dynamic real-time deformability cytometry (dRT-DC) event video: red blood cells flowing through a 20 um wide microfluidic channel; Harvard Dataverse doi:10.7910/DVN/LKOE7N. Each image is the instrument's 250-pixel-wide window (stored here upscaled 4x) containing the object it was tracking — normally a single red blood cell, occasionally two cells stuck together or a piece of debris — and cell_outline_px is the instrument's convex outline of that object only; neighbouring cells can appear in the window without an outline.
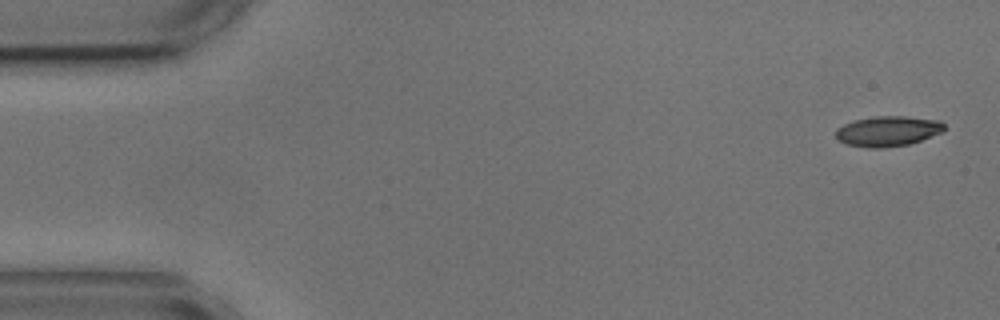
{"species": "common noctule bat (a hibernating species)", "species_latin": "Nyctalus noctula", "temperature_condition": "cold", "stored_images_in_passage": 7, "camera_frame_rate_fps": 3000, "um_per_image_px": 0.085, "animal": {"sex": "male", "body_mass_g": 17.9, "forearm_length_mm": 54.2}, "frame": {"image": 1, "passage_image": 1, "time_ms": 0.0, "image_size_px": [1000, 320], "cell_outline_px": [[944, 128], [940, 132], [920, 140], [908, 144], [884, 148], [868, 148], [844, 144], [836, 136], [836, 128], [844, 124], [856, 120], [872, 116], [904, 116], [940, 120], [944, 124]], "centroid_in_image_um": [75.43, 11.15], "position_along_channel_um": 9.6, "area_um2": 19.02}}
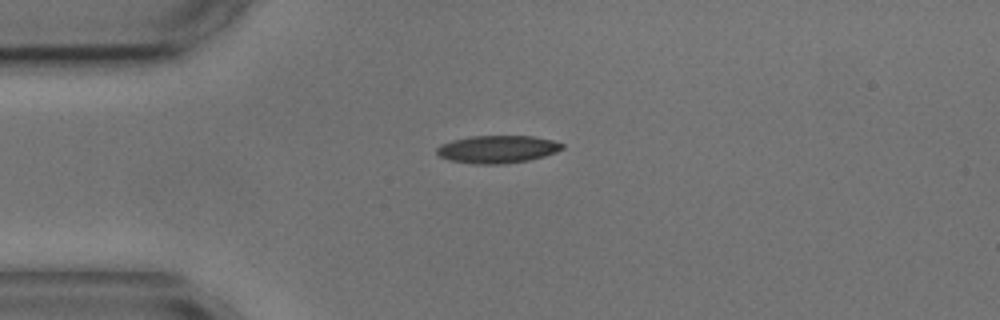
{"frame": {"image": 2, "passage_image": 4, "time_ms": 3.667, "image_size_px": [1000, 320], "cell_outline_px": [[564, 148], [556, 152], [544, 156], [528, 160], [500, 164], [472, 164], [448, 160], [440, 156], [436, 152], [436, 148], [440, 144], [452, 140], [472, 136], [532, 136], [552, 140], [564, 144]], "centroid_in_image_um": [42.26, 12.68], "position_along_channel_um": 42.7, "area_um2": 20.23}}